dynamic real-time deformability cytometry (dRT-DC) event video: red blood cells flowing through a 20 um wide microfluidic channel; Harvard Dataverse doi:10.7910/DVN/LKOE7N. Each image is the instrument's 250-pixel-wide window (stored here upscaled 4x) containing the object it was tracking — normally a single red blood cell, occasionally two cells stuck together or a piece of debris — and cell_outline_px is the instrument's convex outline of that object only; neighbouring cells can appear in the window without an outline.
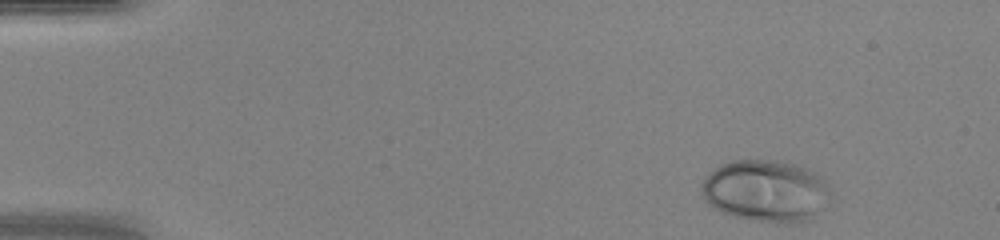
{"species": "human", "species_latin": "Homo sapiens", "temperature_condition": "warm", "stored_images_in_passage": 43, "camera_frame_rate_fps": 3000, "um_per_image_px": 0.085, "donor": {"sex": "female"}, "frame": {"image": 1, "passage_image": 1, "time_ms": 0.0, "image_size_px": [1000, 240], "cell_outline_px": [[832, 196], [828, 204], [812, 220], [796, 224], [776, 224], [752, 220], [732, 216], [708, 204], [704, 200], [700, 188], [700, 184], [704, 176], [720, 164], [732, 160], [784, 160], [796, 164], [812, 172], [824, 180], [828, 184]], "centroid_in_image_um": [65.12, 16.25], "position_along_channel_um": 19.9, "area_um2": 47.69}}
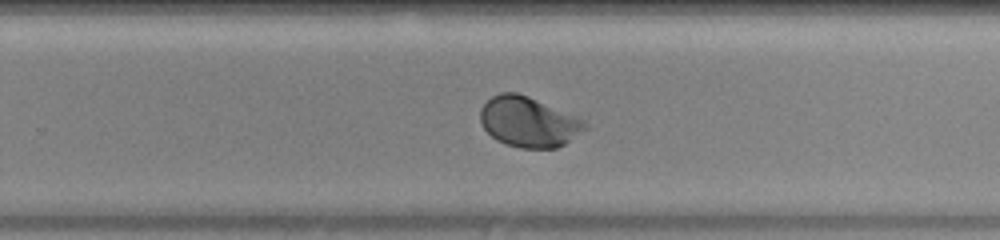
{"frame": {"image": 2, "passage_image": 27, "time_ms": 8.667, "image_size_px": [1000, 240], "cell_outline_px": [[588, 128], [564, 144], [556, 148], [520, 148], [504, 144], [496, 140], [484, 128], [480, 120], [480, 108], [492, 96], [500, 92], [516, 92], [528, 96], [584, 120], [588, 124]], "centroid_in_image_um": [44.91, 10.37], "position_along_channel_um": 284.9, "area_um2": 30.52}}
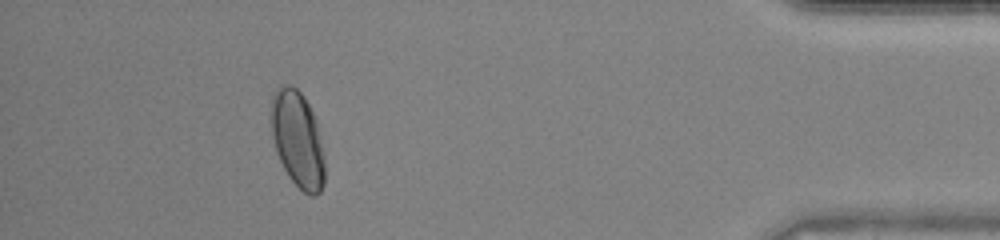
{"frame": {"image": 3, "passage_image": 39, "time_ms": 12.667, "image_size_px": [1000, 240], "cell_outline_px": [[324, 184], [320, 192], [316, 196], [312, 196], [304, 192], [288, 176], [276, 152], [272, 136], [268, 112], [272, 92], [280, 84], [292, 84], [304, 96], [316, 120], [320, 132], [324, 152]], "centroid_in_image_um": [25.26, 11.78], "position_along_channel_um": 409.9, "area_um2": 30.92}, "authors_computed_cell_mechanics": {"area_um2": 31.8478, "velocity_mm_per_s": 4.3364, "shape_relaxation_time_tau1_ms": 2.3268, "shape_relaxation_time_tau2_ms": null, "deformation_change_tau1": 0.1501, "deformation_change_tau2": null}}